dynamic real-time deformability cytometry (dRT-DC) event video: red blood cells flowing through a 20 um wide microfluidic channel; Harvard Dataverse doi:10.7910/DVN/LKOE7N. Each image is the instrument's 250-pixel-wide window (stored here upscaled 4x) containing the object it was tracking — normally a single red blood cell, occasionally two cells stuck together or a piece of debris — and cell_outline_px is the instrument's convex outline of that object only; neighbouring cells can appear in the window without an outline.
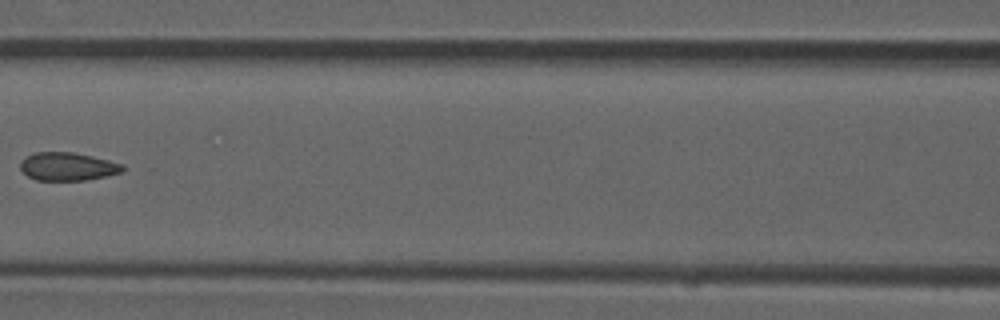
{"species": "common noctule bat (a hibernating species)", "species_latin": "Nyctalus noctula", "temperature_condition": "room temperature", "stored_images_in_passage": 7, "camera_frame_rate_fps": 3000, "um_per_image_px": 0.085, "animal": {"sex": "male", "forearm_length_mm": 52.5}, "frame": {"image": 1, "passage_image": 6, "time_ms": 1.667, "image_size_px": [1000, 320], "cell_outline_px": [[124, 172], [88, 180], [36, 180], [28, 176], [20, 168], [20, 160], [24, 156], [36, 152], [72, 152], [92, 156], [124, 164]], "centroid_in_image_um": [5.75, 14.15], "position_along_channel_um": 160.8, "area_um2": 16.94}}
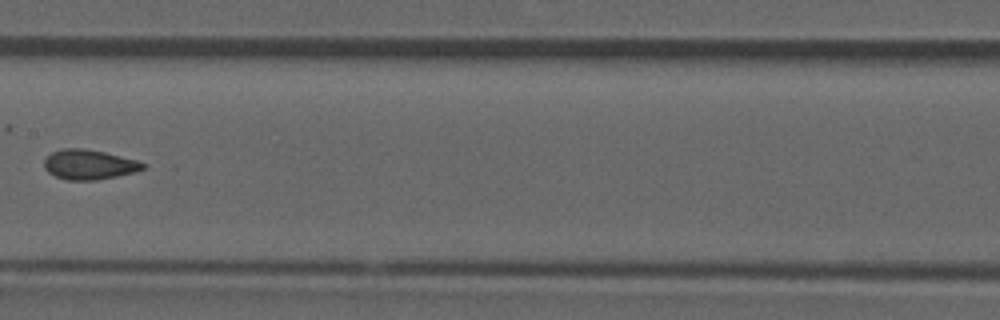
{"frame": {"image": 2, "passage_image": 7, "time_ms": 2.0, "image_size_px": [1000, 320], "cell_outline_px": [[148, 164], [144, 168], [136, 172], [96, 180], [68, 180], [56, 176], [48, 172], [44, 168], [44, 160], [52, 152], [64, 148], [84, 148], [104, 152], [136, 160]], "centroid_in_image_um": [7.58, 13.99], "position_along_channel_um": 199.8, "area_um2": 17.11}}